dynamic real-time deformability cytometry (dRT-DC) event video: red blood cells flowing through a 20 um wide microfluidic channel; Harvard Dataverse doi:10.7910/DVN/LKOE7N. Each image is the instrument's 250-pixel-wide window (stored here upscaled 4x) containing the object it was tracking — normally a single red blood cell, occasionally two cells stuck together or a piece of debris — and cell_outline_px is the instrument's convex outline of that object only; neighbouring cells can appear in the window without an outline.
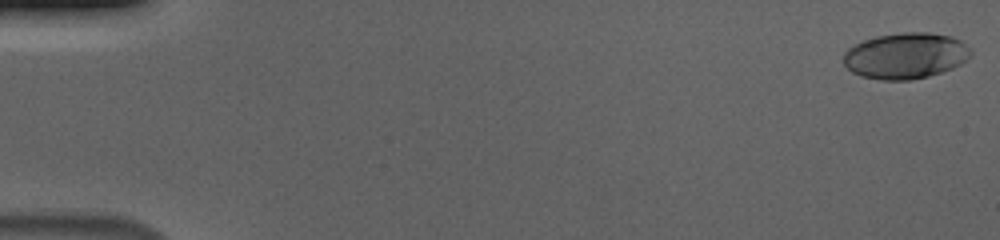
{"species": "human", "species_latin": "Homo sapiens", "temperature_condition": "cold", "stored_images_in_passage": 56, "camera_frame_rate_fps": 3000, "um_per_image_px": 0.085, "donor": {"sex": "male"}, "frame": {"image": 1, "passage_image": 1, "time_ms": 0.0, "image_size_px": [1000, 240], "cell_outline_px": [[972, 52], [960, 64], [952, 68], [928, 76], [908, 80], [880, 80], [860, 76], [852, 72], [844, 64], [844, 52], [848, 48], [864, 40], [876, 36], [900, 32], [928, 32], [952, 36], [960, 40]], "centroid_in_image_um": [76.94, 4.73], "position_along_channel_um": 8.1, "area_um2": 33.99}}
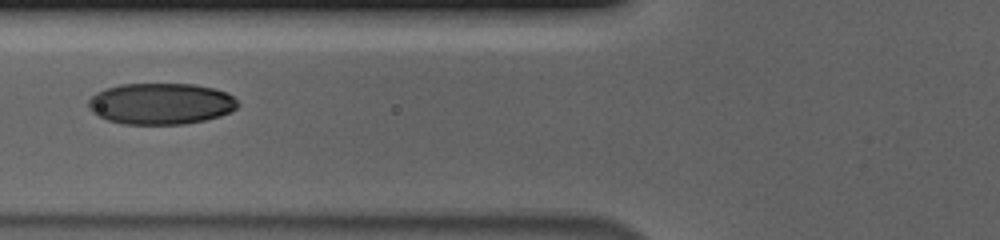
{"frame": {"image": 2, "passage_image": 23, "time_ms": 7.333, "image_size_px": [1000, 240], "cell_outline_px": [[240, 104], [232, 112], [220, 116], [204, 120], [184, 124], [124, 124], [108, 120], [96, 116], [88, 108], [88, 100], [96, 92], [104, 88], [120, 84], [196, 84], [228, 92]], "centroid_in_image_um": [13.66, 8.81], "position_along_channel_um": 112.1, "area_um2": 36.3}}
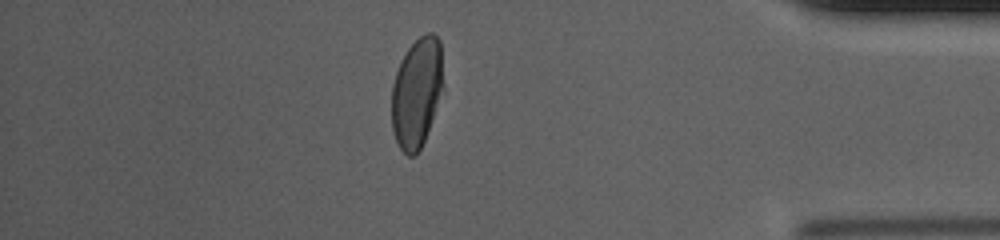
{"frame": {"image": 3, "passage_image": 49, "time_ms": 16.0, "image_size_px": [1000, 240], "cell_outline_px": [[444, 92], [424, 140], [416, 156], [408, 156], [400, 148], [396, 140], [392, 128], [392, 84], [400, 60], [408, 48], [420, 36], [428, 32], [432, 32], [440, 40], [444, 84]], "centroid_in_image_um": [35.45, 7.86], "position_along_channel_um": 399.7, "area_um2": 33.47}, "authors_computed_cell_mechanics": {"area_um2": 35.0268, "velocity_mm_per_s": 3.6924, "shape_relaxation_time_tau1_ms": 5.1379, "shape_relaxation_time_tau2_ms": null, "deformation_change_tau1": 0.1817, "deformation_change_tau2": null}}